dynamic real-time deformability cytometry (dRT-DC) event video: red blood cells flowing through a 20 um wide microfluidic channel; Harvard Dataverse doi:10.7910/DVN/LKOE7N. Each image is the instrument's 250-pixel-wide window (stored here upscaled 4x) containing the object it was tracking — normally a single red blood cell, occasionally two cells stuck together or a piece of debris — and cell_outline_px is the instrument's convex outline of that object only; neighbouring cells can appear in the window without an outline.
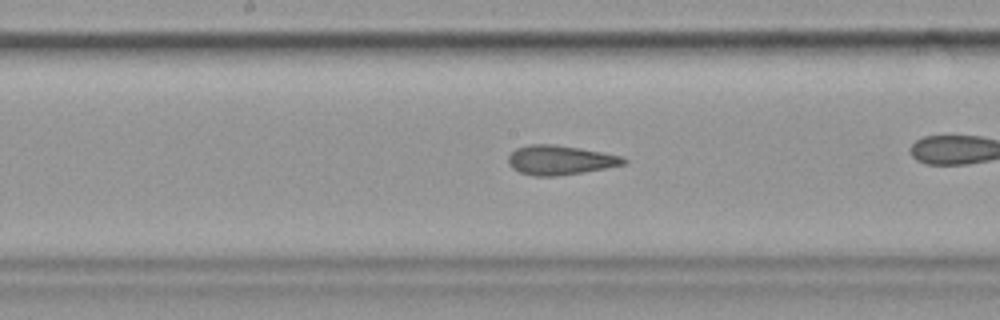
{"species": "common noctule bat (a hibernating species)", "species_latin": "Nyctalus noctula", "temperature_condition": "cold", "stored_images_in_passage": 38, "camera_frame_rate_fps": 3000, "um_per_image_px": 0.085, "animal": {"sex": "female", "body_mass_g": 19.9}, "frame": {"image": 1, "passage_image": 22, "time_ms": 7.0, "image_size_px": [1000, 320], "cell_outline_px": [[628, 160], [624, 164], [604, 168], [556, 176], [532, 176], [520, 172], [512, 168], [508, 164], [508, 156], [516, 148], [528, 144], [552, 144], [580, 148], [620, 156]], "centroid_in_image_um": [47.54, 13.6], "position_along_channel_um": 200.7, "area_um2": 19.54}}